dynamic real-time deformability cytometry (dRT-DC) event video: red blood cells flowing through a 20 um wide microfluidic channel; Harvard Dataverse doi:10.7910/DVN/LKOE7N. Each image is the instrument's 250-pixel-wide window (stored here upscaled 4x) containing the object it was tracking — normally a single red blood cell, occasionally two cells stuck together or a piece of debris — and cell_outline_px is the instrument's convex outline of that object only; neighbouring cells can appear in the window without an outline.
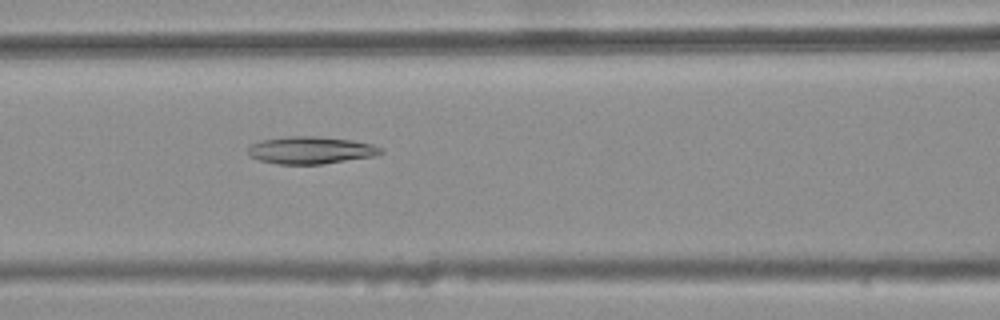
{"species": "common noctule bat (a hibernating species)", "species_latin": "Nyctalus noctula", "temperature_condition": "warm", "stored_images_in_passage": 13, "camera_frame_rate_fps": 3000, "um_per_image_px": 0.085, "animal": {"sex": "female", "body_mass_g": 25.1}, "frame": {"image": 1, "passage_image": 6, "time_ms": 1.667, "image_size_px": [1000, 320], "cell_outline_px": [[384, 152], [376, 156], [320, 164], [276, 164], [260, 160], [252, 156], [248, 152], [248, 148], [252, 144], [260, 140], [288, 136], [316, 136], [352, 140], [372, 144], [380, 148]], "centroid_in_image_um": [26.42, 12.76], "position_along_channel_um": 140.2, "area_um2": 21.04}}
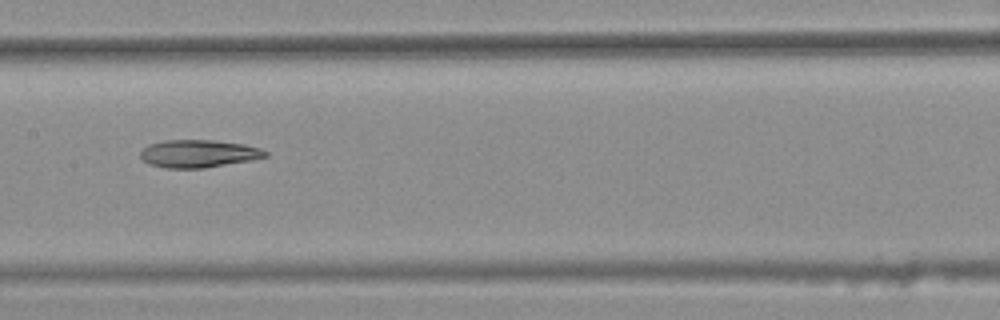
{"frame": {"image": 2, "passage_image": 10, "time_ms": 3.0, "image_size_px": [1000, 320], "cell_outline_px": [[268, 156], [252, 160], [204, 168], [164, 168], [148, 164], [140, 156], [140, 152], [148, 144], [164, 140], [216, 140], [244, 144], [260, 148], [268, 152]], "centroid_in_image_um": [16.87, 13.06], "position_along_channel_um": 190.5, "area_um2": 20.29}}